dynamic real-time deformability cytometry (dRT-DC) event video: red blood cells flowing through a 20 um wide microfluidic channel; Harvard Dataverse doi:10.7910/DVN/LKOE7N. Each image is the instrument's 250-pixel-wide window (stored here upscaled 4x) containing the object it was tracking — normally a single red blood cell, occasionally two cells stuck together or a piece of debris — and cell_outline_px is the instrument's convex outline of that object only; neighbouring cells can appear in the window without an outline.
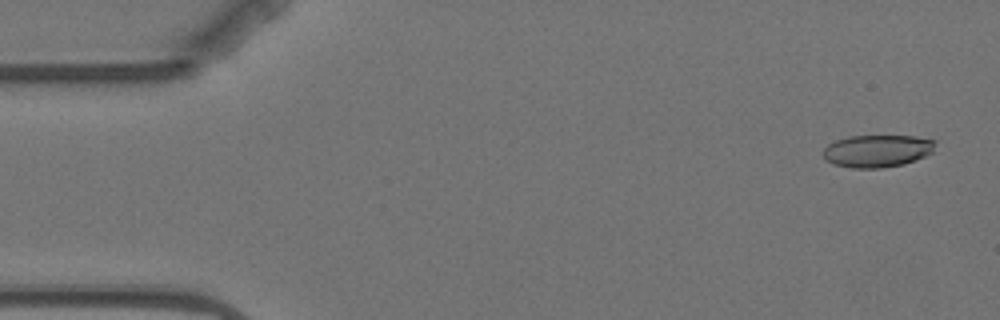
{"species": "Egyptian fruit bat (a non-hibernating species)", "species_latin": "Rousettus aegyptiacus", "temperature_condition": "warm", "stored_images_in_passage": 5, "camera_frame_rate_fps": 3000, "um_per_image_px": 0.085, "animal": {"sex": "female"}, "frame": {"image": 1, "passage_image": 1, "time_ms": 0.0, "image_size_px": [1000, 320], "cell_outline_px": [[936, 144], [932, 152], [924, 156], [904, 164], [880, 168], [852, 168], [832, 164], [824, 160], [824, 148], [828, 144], [836, 140], [848, 136], [912, 136], [936, 140]], "centroid_in_image_um": [74.54, 12.83], "position_along_channel_um": 10.5, "area_um2": 21.21}}
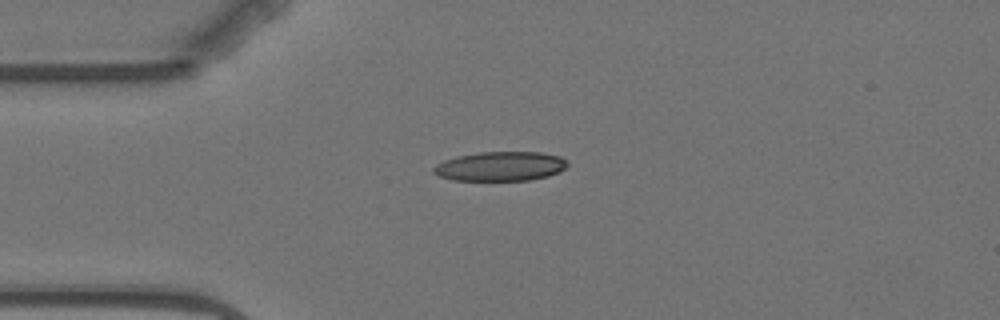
{"frame": {"image": 2, "passage_image": 4, "time_ms": 3.667, "image_size_px": [1000, 320], "cell_outline_px": [[568, 164], [560, 172], [548, 176], [532, 180], [452, 180], [440, 176], [432, 172], [432, 168], [436, 164], [444, 160], [456, 156], [480, 152], [540, 152], [560, 156]], "centroid_in_image_um": [42.52, 14.13], "position_along_channel_um": 42.5, "area_um2": 22.95}}